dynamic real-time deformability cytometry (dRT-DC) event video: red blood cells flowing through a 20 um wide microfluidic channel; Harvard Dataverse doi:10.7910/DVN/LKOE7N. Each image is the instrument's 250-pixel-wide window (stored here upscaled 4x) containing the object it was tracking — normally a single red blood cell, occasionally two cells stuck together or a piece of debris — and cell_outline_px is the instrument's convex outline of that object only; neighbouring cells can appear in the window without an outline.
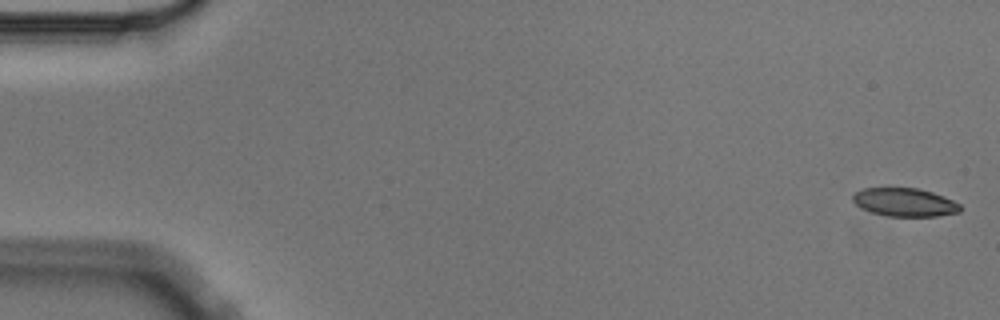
{"species": "Egyptian fruit bat (a non-hibernating species)", "species_latin": "Rousettus aegyptiacus", "temperature_condition": "cold", "stored_images_in_passage": 2, "camera_frame_rate_fps": 3000, "um_per_image_px": 0.085, "animal": {"sex": "male"}, "frame": {"image": 1, "passage_image": 1, "time_ms": 0.0, "image_size_px": [1000, 320], "cell_outline_px": [[960, 212], [936, 216], [888, 216], [872, 212], [860, 208], [852, 200], [852, 196], [856, 192], [864, 188], [916, 188], [932, 192], [952, 200], [960, 204]], "centroid_in_image_um": [76.88, 17.19], "position_along_channel_um": 8.1, "area_um2": 17.57}}
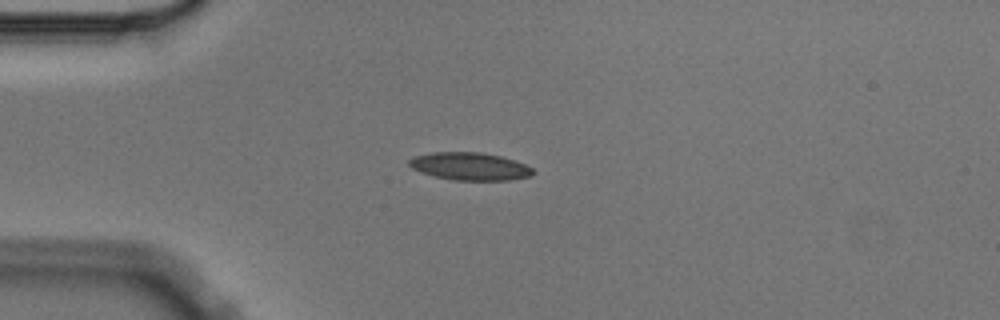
{"frame": {"image": 2, "passage_image": 2, "time_ms": 0.333, "image_size_px": [1000, 320], "cell_outline_px": [[536, 172], [532, 176], [508, 180], [452, 180], [432, 176], [420, 172], [412, 168], [408, 164], [408, 160], [412, 156], [432, 152], [480, 152], [500, 156], [524, 164], [532, 168]], "centroid_in_image_um": [39.89, 14.14], "position_along_channel_um": 45.1, "area_um2": 20.11}}